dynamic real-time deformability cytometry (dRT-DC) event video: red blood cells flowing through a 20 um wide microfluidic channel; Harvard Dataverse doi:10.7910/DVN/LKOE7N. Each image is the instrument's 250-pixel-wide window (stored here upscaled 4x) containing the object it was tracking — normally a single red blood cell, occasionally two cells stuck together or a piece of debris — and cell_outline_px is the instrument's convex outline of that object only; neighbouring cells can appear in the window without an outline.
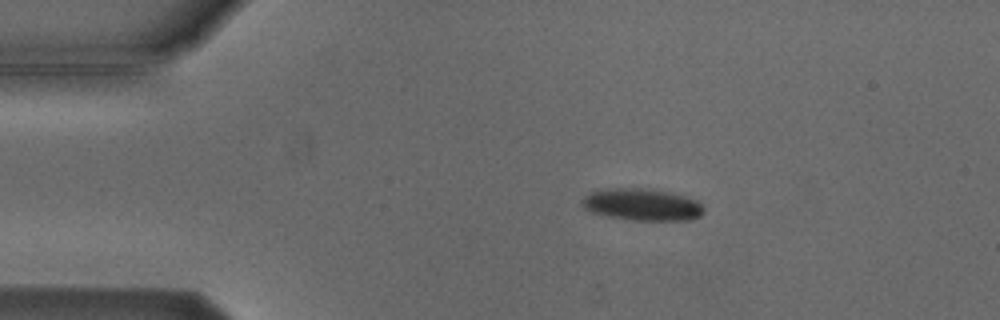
{"species": "Egyptian fruit bat (a non-hibernating species)", "species_latin": "Rousettus aegyptiacus", "temperature_condition": "cold", "stored_images_in_passage": 6, "camera_frame_rate_fps": 3000, "um_per_image_px": 0.085, "animal": {"sex": "male"}, "frame": {"image": 1, "passage_image": 2, "time_ms": 1.333, "image_size_px": [1000, 320], "cell_outline_px": [[704, 212], [700, 216], [688, 220], [632, 220], [608, 216], [592, 212], [584, 208], [580, 204], [584, 196], [592, 192], [608, 188], [640, 188], [668, 192], [684, 196], [696, 200], [704, 208]], "centroid_in_image_um": [54.56, 17.39], "position_along_channel_um": 30.4, "area_um2": 22.48}}
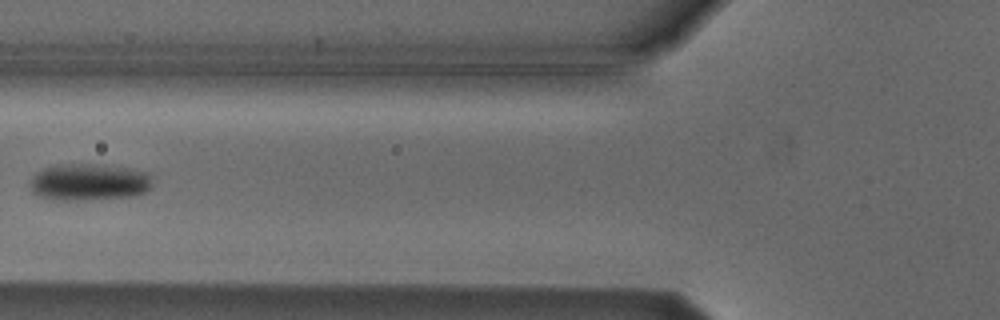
{"frame": {"image": 2, "passage_image": 5, "time_ms": 5.0, "image_size_px": [1000, 320], "cell_outline_px": [[152, 188], [148, 192], [132, 196], [84, 200], [56, 200], [36, 196], [28, 188], [28, 184], [32, 176], [36, 172], [44, 168], [56, 164], [96, 164], [128, 168], [148, 172], [152, 176]], "centroid_in_image_um": [7.54, 15.48], "position_along_channel_um": 118.3, "area_um2": 26.93}}
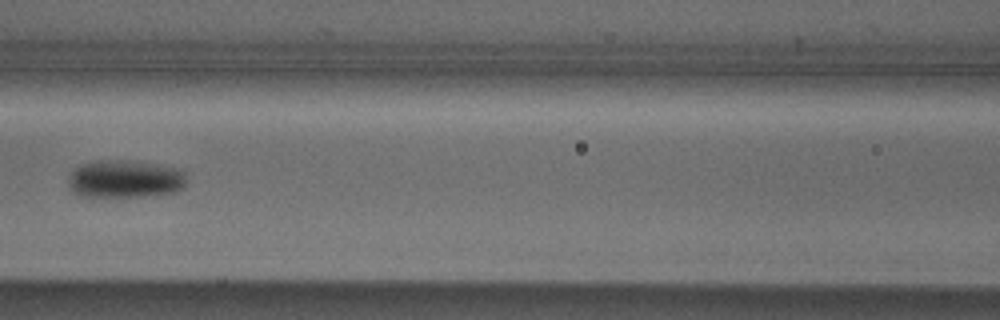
{"frame": {"image": 3, "passage_image": 6, "time_ms": 6.0, "image_size_px": [1000, 320], "cell_outline_px": [[188, 180], [184, 188], [176, 192], [140, 196], [80, 196], [72, 192], [68, 184], [68, 180], [72, 172], [80, 164], [96, 160], [136, 160], [180, 168], [184, 172]], "centroid_in_image_um": [10.67, 15.19], "position_along_channel_um": 155.9, "area_um2": 26.47}}